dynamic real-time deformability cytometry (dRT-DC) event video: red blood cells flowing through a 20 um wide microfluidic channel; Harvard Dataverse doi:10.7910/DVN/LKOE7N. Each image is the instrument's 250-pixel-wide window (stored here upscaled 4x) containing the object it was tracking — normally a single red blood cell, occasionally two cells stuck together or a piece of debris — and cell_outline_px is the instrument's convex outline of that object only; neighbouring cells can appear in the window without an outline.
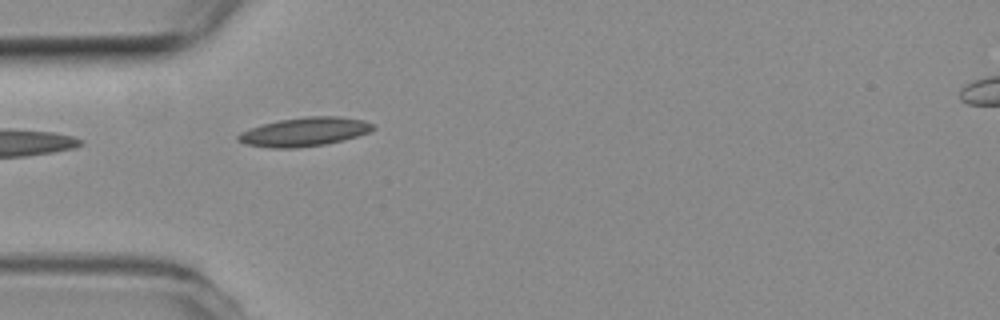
{"species": "common noctule bat (a hibernating species)", "species_latin": "Nyctalus noctula", "temperature_condition": "room temperature", "stored_images_in_passage": 1, "camera_frame_rate_fps": 3000, "um_per_image_px": 0.085, "animal": {"sex": "female", "body_mass_g": 19.3, "forearm_length_mm": 54.1}, "frame": {"image": 1, "passage_image": 1, "time_ms": 0.0, "image_size_px": [1000, 320], "cell_outline_px": [[376, 128], [368, 132], [344, 140], [324, 144], [296, 148], [272, 148], [248, 144], [236, 140], [236, 136], [240, 132], [264, 124], [280, 120], [304, 116], [336, 116], [364, 120], [372, 124]], "centroid_in_image_um": [25.88, 11.2], "position_along_channel_um": 59.1, "area_um2": 22.43}}